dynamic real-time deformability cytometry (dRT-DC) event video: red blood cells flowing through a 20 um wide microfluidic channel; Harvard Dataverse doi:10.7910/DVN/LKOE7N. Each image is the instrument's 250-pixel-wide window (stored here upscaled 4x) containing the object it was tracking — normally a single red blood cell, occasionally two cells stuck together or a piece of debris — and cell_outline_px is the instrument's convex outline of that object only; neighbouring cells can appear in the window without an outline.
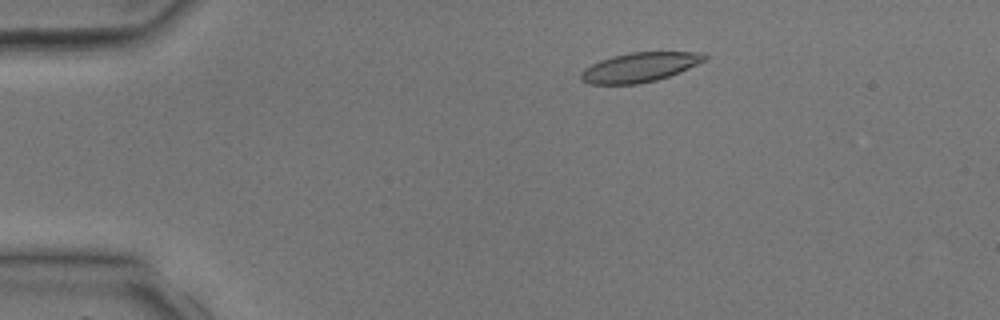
{"species": "common noctule bat (a hibernating species)", "species_latin": "Nyctalus noctula", "temperature_condition": "room temperature", "stored_images_in_passage": 39, "camera_frame_rate_fps": 3000, "um_per_image_px": 0.085, "animal": {"sex": "male", "body_mass_g": 17.9, "forearm_length_mm": 54.2}, "frame": {"image": 1, "passage_image": 7, "time_ms": 2.0, "image_size_px": [1000, 320], "cell_outline_px": [[708, 56], [704, 60], [680, 72], [656, 80], [640, 84], [588, 84], [580, 80], [580, 72], [584, 68], [600, 60], [612, 56], [632, 52], [704, 52]], "centroid_in_image_um": [54.33, 5.72], "position_along_channel_um": 30.7, "area_um2": 21.21}}
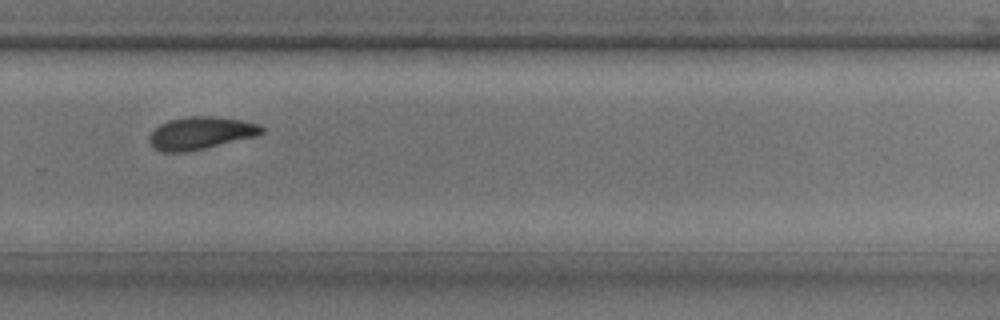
{"frame": {"image": 2, "passage_image": 27, "time_ms": 8.667, "image_size_px": [1000, 320], "cell_outline_px": [[264, 132], [260, 136], [204, 148], [184, 152], [160, 152], [152, 148], [148, 140], [148, 136], [160, 124], [168, 120], [188, 116], [212, 116], [240, 120], [260, 124], [264, 128]], "centroid_in_image_um": [17.06, 11.32], "position_along_channel_um": 312.7, "area_um2": 21.56}}
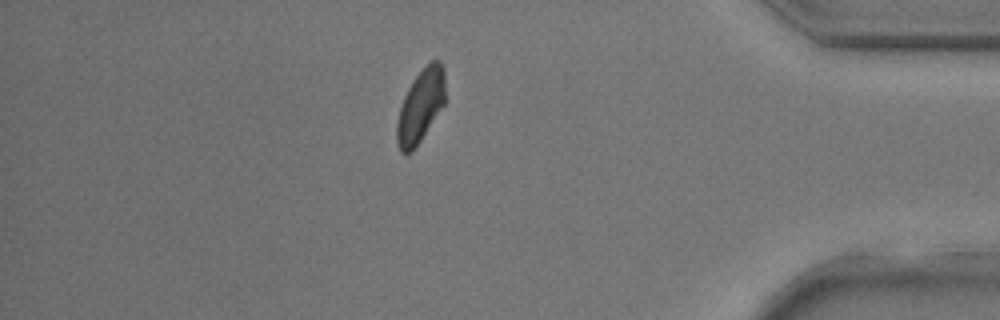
{"frame": {"image": 3, "passage_image": 34, "time_ms": 11.0, "image_size_px": [1000, 320], "cell_outline_px": [[444, 104], [412, 152], [400, 152], [396, 144], [396, 124], [400, 108], [404, 96], [412, 80], [432, 60], [440, 60], [444, 68]], "centroid_in_image_um": [35.72, 9.01], "position_along_channel_um": 399.5, "area_um2": 20.23}}